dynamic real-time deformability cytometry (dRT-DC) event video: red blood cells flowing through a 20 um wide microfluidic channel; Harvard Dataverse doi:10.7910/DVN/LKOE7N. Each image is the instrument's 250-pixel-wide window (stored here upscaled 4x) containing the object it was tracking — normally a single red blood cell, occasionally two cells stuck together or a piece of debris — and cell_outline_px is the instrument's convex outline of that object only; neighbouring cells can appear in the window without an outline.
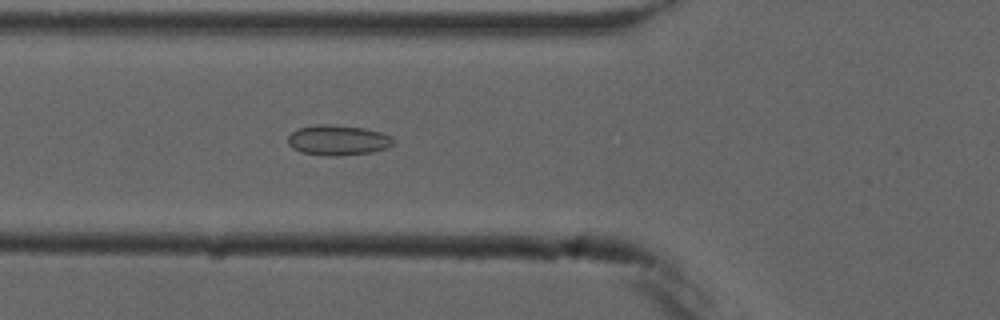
{"species": "common noctule bat (a hibernating species)", "species_latin": "Nyctalus noctula", "temperature_condition": "cold", "stored_images_in_passage": 6, "camera_frame_rate_fps": 3000, "um_per_image_px": 0.085, "animal": {"sex": "male", "forearm_length_mm": 52.5}, "frame": {"image": 1, "passage_image": 6, "time_ms": 5.667, "image_size_px": [1000, 320], "cell_outline_px": [[396, 140], [388, 148], [368, 152], [336, 156], [324, 156], [300, 152], [292, 148], [288, 144], [288, 136], [292, 132], [300, 128], [316, 124], [328, 124], [364, 128], [380, 132], [392, 136]], "centroid_in_image_um": [28.71, 11.91], "position_along_channel_um": 97.1, "area_um2": 18.61}}